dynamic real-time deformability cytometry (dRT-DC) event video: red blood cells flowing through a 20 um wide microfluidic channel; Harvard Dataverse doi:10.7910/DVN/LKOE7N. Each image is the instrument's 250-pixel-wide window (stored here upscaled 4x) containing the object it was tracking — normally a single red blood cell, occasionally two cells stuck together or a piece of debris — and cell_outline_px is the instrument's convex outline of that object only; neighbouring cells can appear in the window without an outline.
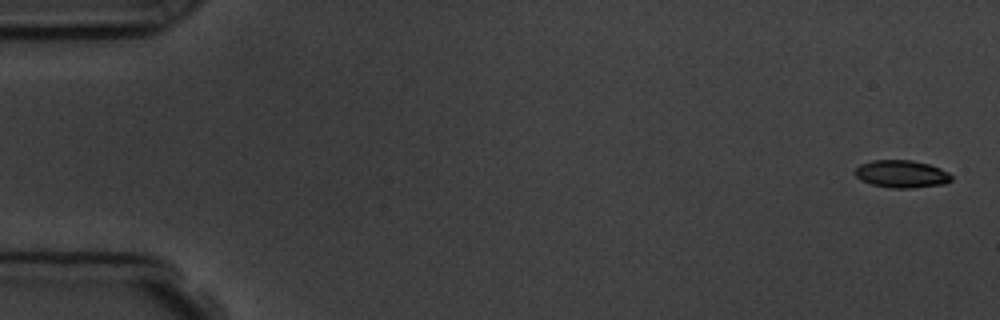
{"species": "common noctule bat (a hibernating species)", "species_latin": "Nyctalus noctula", "temperature_condition": "room temperature", "stored_images_in_passage": 6, "camera_frame_rate_fps": 3000, "um_per_image_px": 0.085, "animal": {"sex": "male", "body_mass_g": 19.5, "forearm_length_mm": 54.6}, "frame": {"image": 1, "passage_image": 1, "time_ms": 0.0, "image_size_px": [1000, 320], "cell_outline_px": [[952, 180], [944, 184], [912, 188], [892, 188], [872, 184], [860, 180], [852, 172], [860, 164], [872, 160], [912, 160], [928, 164], [940, 168], [948, 172], [952, 176]], "centroid_in_image_um": [76.62, 14.78], "position_along_channel_um": 8.4, "area_um2": 15.55}}
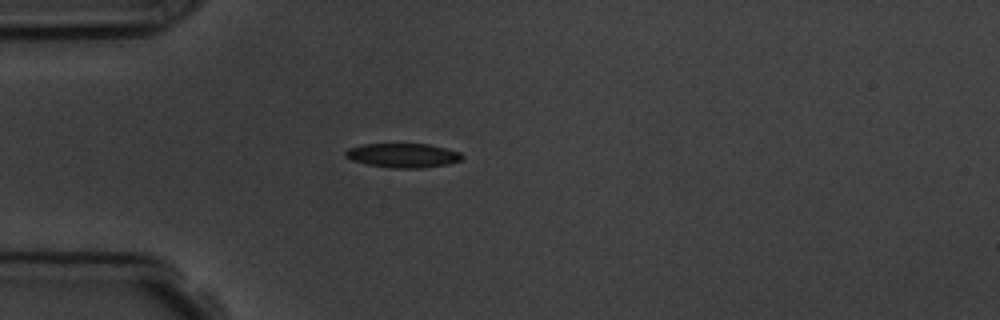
{"frame": {"image": 2, "passage_image": 5, "time_ms": 4.667, "image_size_px": [1000, 320], "cell_outline_px": [[464, 156], [460, 160], [448, 164], [420, 168], [392, 168], [368, 164], [352, 160], [344, 156], [344, 152], [348, 148], [364, 144], [428, 144], [460, 152]], "centroid_in_image_um": [34.23, 13.21], "position_along_channel_um": 50.8, "area_um2": 16.36}}